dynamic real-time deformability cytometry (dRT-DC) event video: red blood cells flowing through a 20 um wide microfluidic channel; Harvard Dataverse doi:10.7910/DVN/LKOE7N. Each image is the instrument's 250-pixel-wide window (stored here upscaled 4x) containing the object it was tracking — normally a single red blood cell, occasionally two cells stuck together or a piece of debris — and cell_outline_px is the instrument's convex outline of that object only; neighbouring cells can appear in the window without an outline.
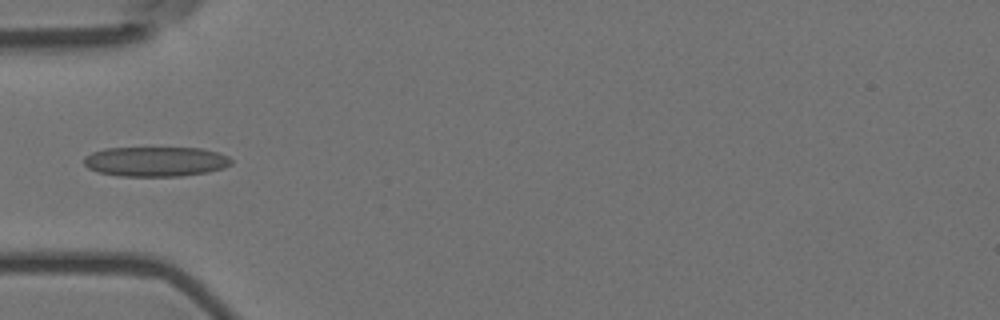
{"species": "Egyptian fruit bat (a non-hibernating species)", "species_latin": "Rousettus aegyptiacus", "temperature_condition": "room temperature", "stored_images_in_passage": 5, "camera_frame_rate_fps": 3000, "um_per_image_px": 0.085, "animal": {"sex": "female"}, "frame": {"image": 1, "passage_image": 5, "time_ms": 1.333, "image_size_px": [1000, 320], "cell_outline_px": [[232, 164], [224, 168], [208, 172], [180, 176], [120, 176], [96, 172], [88, 168], [84, 164], [84, 156], [92, 152], [104, 148], [200, 148], [216, 152], [228, 156], [232, 160]], "centroid_in_image_um": [13.21, 13.73], "position_along_channel_um": 71.8, "area_um2": 25.72}}